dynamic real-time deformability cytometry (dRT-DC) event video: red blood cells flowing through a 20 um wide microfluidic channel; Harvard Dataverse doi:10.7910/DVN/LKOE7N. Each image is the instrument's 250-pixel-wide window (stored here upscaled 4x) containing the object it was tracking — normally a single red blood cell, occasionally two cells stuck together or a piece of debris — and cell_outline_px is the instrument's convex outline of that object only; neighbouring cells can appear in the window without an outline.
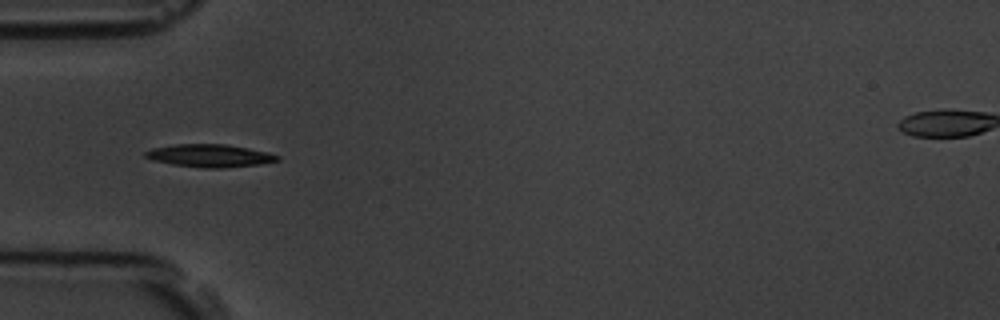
{"species": "common noctule bat (a hibernating species)", "species_latin": "Nyctalus noctula", "temperature_condition": "room temperature", "stored_images_in_passage": 6, "camera_frame_rate_fps": 3000, "um_per_image_px": 0.085, "animal": {"sex": "male", "body_mass_g": 19.5, "forearm_length_mm": 54.6}, "frame": {"image": 1, "passage_image": 3, "time_ms": 2.333, "image_size_px": [1000, 320], "cell_outline_px": [[280, 160], [260, 164], [224, 168], [204, 168], [172, 164], [156, 160], [144, 156], [144, 152], [152, 148], [176, 144], [224, 144], [248, 148], [268, 152], [280, 156]], "centroid_in_image_um": [17.86, 13.23], "position_along_channel_um": 67.1, "area_um2": 17.4}}
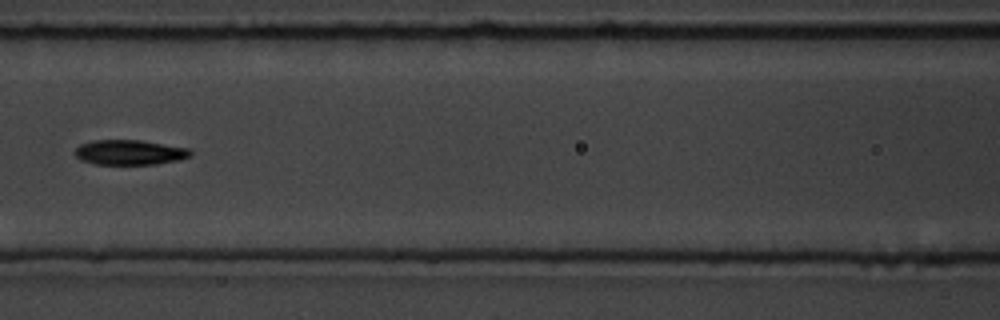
{"frame": {"image": 2, "passage_image": 5, "time_ms": 4.667, "image_size_px": [1000, 320], "cell_outline_px": [[192, 152], [188, 156], [176, 160], [156, 164], [96, 164], [80, 160], [72, 152], [80, 144], [96, 140], [140, 140], [188, 148]], "centroid_in_image_um": [10.95, 12.95], "position_along_channel_um": 155.6, "area_um2": 16.65}}
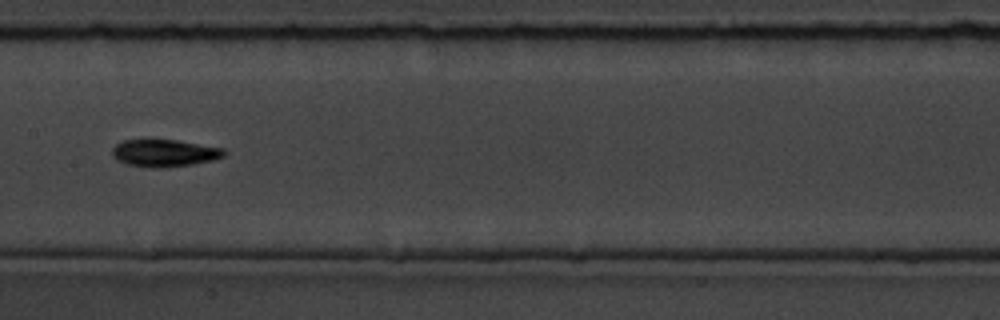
{"frame": {"image": 3, "passage_image": 6, "time_ms": 5.667, "image_size_px": [1000, 320], "cell_outline_px": [[224, 156], [212, 160], [192, 164], [164, 168], [152, 168], [128, 164], [116, 160], [112, 156], [112, 148], [116, 144], [124, 140], [176, 140], [224, 148]], "centroid_in_image_um": [13.95, 13.01], "position_along_channel_um": 193.5, "area_um2": 17.69}}